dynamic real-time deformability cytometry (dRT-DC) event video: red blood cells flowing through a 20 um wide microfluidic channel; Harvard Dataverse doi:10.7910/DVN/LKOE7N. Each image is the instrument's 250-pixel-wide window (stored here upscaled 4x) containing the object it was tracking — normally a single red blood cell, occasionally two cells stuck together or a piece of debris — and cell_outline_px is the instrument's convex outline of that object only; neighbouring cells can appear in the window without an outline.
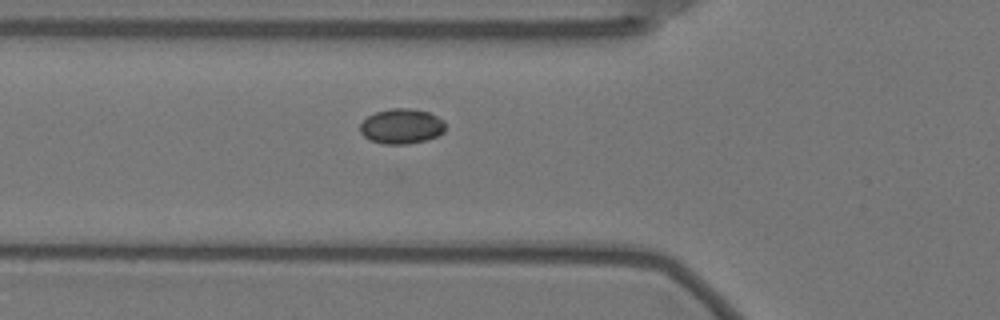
{"species": "Egyptian fruit bat (a non-hibernating species)", "species_latin": "Rousettus aegyptiacus", "temperature_condition": "warm", "stored_images_in_passage": 38, "camera_frame_rate_fps": 3000, "um_per_image_px": 0.085, "animal": {"sex": "female"}, "frame": {"image": 1, "passage_image": 2, "time_ms": 0.333, "image_size_px": [1000, 320], "cell_outline_px": [[444, 132], [436, 136], [424, 140], [408, 144], [384, 144], [372, 140], [364, 136], [360, 132], [360, 124], [368, 116], [376, 112], [388, 108], [408, 108], [428, 112], [444, 120]], "centroid_in_image_um": [34.12, 10.72], "position_along_channel_um": 91.7, "area_um2": 17.28}}
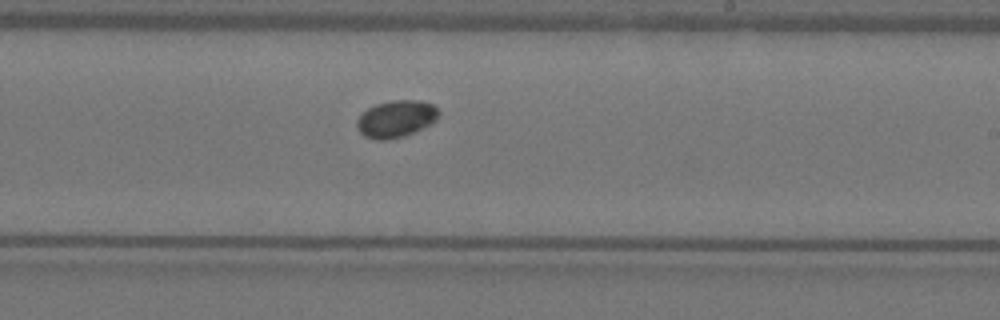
{"frame": {"image": 2, "passage_image": 16, "time_ms": 5.0, "image_size_px": [1000, 320], "cell_outline_px": [[440, 112], [436, 120], [404, 136], [384, 140], [376, 140], [364, 136], [360, 132], [356, 124], [356, 120], [360, 112], [376, 104], [392, 100], [420, 100], [432, 104]], "centroid_in_image_um": [33.61, 10.09], "position_along_channel_um": 255.4, "area_um2": 17.57}}
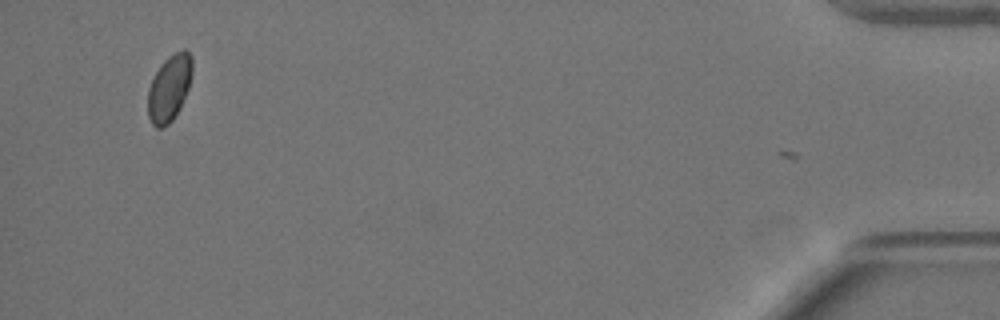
{"frame": {"image": 3, "passage_image": 37, "time_ms": 12.0, "image_size_px": [1000, 320], "cell_outline_px": [[192, 72], [188, 88], [180, 108], [172, 120], [168, 124], [160, 128], [156, 128], [152, 124], [148, 116], [148, 88], [160, 64], [168, 56], [184, 48], [192, 56]], "centroid_in_image_um": [14.39, 7.47], "position_along_channel_um": 420.8, "area_um2": 17.11}}